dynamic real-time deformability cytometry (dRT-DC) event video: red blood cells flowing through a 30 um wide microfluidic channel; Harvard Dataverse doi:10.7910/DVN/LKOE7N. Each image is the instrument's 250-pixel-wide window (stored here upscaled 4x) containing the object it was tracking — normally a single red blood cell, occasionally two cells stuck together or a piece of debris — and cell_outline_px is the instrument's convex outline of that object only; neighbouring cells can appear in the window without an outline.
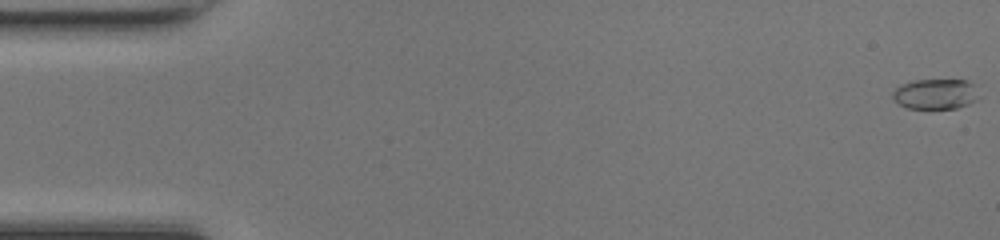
{"species": "common noctule bat (a hibernating species)", "species_latin": "Nyctalus noctula", "temperature_condition": "room temperature", "stored_images_in_passage": 50, "camera_frame_rate_fps": 3000, "um_per_image_px": 0.085, "animal": {"sex": "female", "body_mass_g": 17.0, "forearm_length_mm": 48.0}, "frame": {"image": 1, "passage_image": 1, "time_ms": 0.0, "image_size_px": [1000, 240], "cell_outline_px": [[980, 96], [968, 104], [956, 108], [928, 112], [908, 108], [900, 104], [892, 96], [892, 92], [900, 84], [912, 80], [968, 80], [972, 84]], "centroid_in_image_um": [79.48, 8.03], "position_along_channel_um": 5.5, "area_um2": 15.78}}
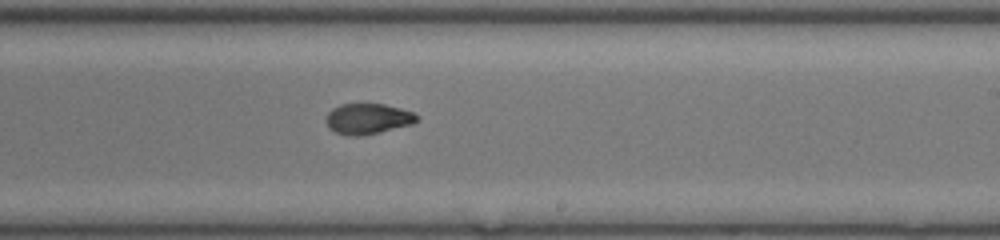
{"frame": {"image": 2, "passage_image": 30, "time_ms": 9.667, "image_size_px": [1000, 240], "cell_outline_px": [[420, 120], [412, 124], [360, 136], [348, 136], [336, 132], [328, 128], [328, 112], [332, 108], [340, 104], [384, 104], [400, 108], [412, 112], [420, 116]], "centroid_in_image_um": [31.29, 10.09], "position_along_channel_um": 257.7, "area_um2": 16.07}}
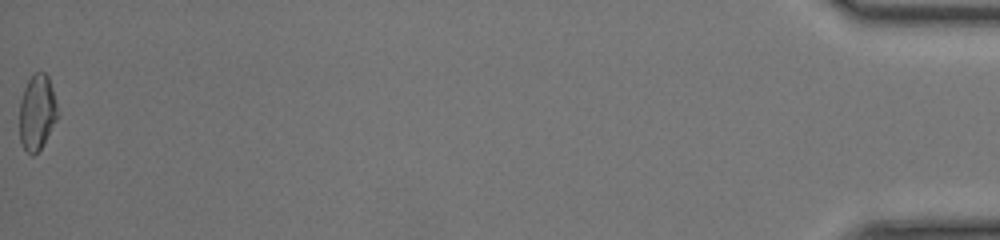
{"frame": {"image": 3, "passage_image": 50, "time_ms": 16.333, "image_size_px": [1000, 240], "cell_outline_px": [[56, 120], [40, 148], [32, 156], [24, 148], [20, 140], [20, 100], [24, 88], [28, 80], [36, 72], [44, 72], [48, 76], [52, 88], [56, 104]], "centroid_in_image_um": [3.12, 9.53], "position_along_channel_um": 432.1, "area_um2": 16.24}, "authors_computed_cell_mechanics": {"area_um2": 16.5308, "velocity_mm_per_s": 4.2598, "shape_relaxation_time_tau1_ms": null, "shape_relaxation_time_tau2_ms": 1.8012, "deformation_change_tau1": null, "deformation_change_tau2": 0.0621}}